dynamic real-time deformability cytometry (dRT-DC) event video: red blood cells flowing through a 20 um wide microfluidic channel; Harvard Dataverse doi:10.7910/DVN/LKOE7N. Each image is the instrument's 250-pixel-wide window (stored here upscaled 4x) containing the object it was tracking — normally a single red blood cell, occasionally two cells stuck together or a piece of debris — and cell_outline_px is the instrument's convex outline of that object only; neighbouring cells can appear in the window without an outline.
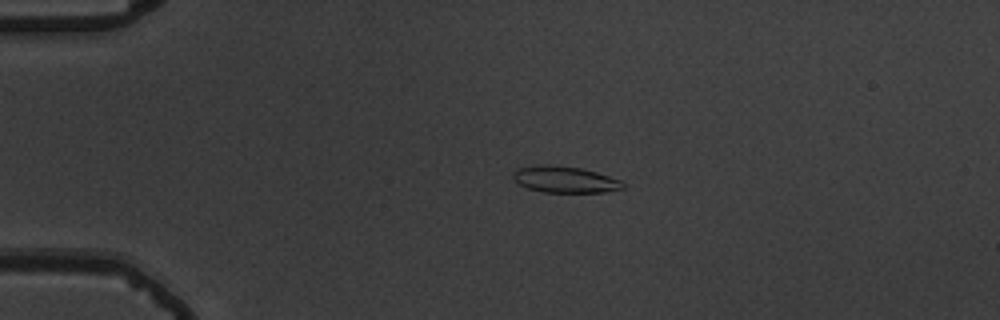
{"species": "common noctule bat (a hibernating species)", "species_latin": "Nyctalus noctula", "temperature_condition": "warm", "stored_images_in_passage": 44, "camera_frame_rate_fps": 3000, "um_per_image_px": 0.085, "animal": {"sex": "male", "body_mass_g": 19.5, "forearm_length_mm": 54.6}, "frame": {"image": 1, "passage_image": 1, "time_ms": 0.0, "image_size_px": [1000, 320], "cell_outline_px": [[624, 188], [604, 192], [544, 192], [528, 188], [512, 180], [512, 172], [516, 168], [540, 164], [548, 164], [580, 168], [596, 172], [620, 180], [624, 184]], "centroid_in_image_um": [47.95, 15.25], "position_along_channel_um": 37.0, "area_um2": 16.94}}
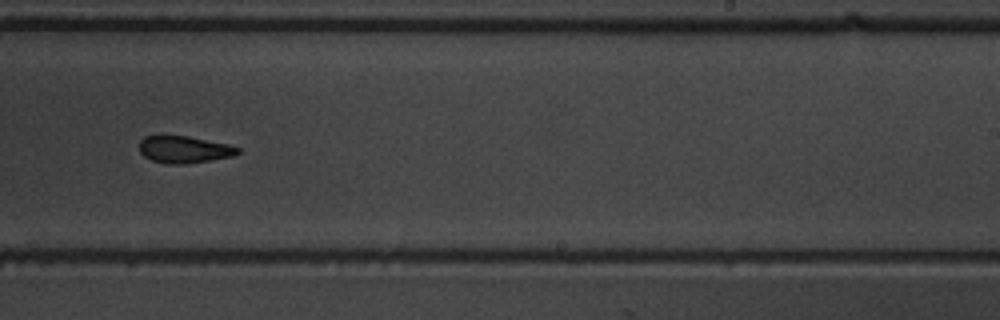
{"frame": {"image": 2, "passage_image": 24, "time_ms": 7.667, "image_size_px": [1000, 320], "cell_outline_px": [[240, 152], [232, 156], [212, 160], [184, 164], [168, 164], [152, 160], [144, 156], [140, 152], [140, 140], [144, 136], [160, 132], [188, 136], [228, 144], [240, 148]], "centroid_in_image_um": [15.59, 12.66], "position_along_channel_um": 273.4, "area_um2": 16.07}}
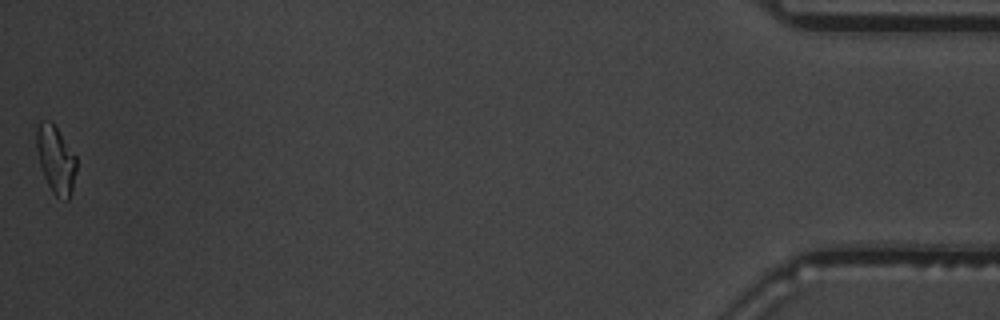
{"frame": {"image": 3, "passage_image": 44, "time_ms": 14.333, "image_size_px": [1000, 320], "cell_outline_px": [[76, 172], [72, 192], [68, 200], [56, 196], [52, 192], [44, 176], [40, 164], [36, 148], [36, 128], [40, 120], [48, 120], [56, 128], [76, 156]], "centroid_in_image_um": [4.74, 13.57], "position_along_channel_um": 430.5, "area_um2": 15.55}, "authors_computed_cell_mechanics": {"area_um2": 16.1262, "velocity_mm_per_s": 3.6842, "shape_relaxation_time_tau1_ms": 8.9289, "shape_relaxation_time_tau2_ms": 3.0859, "deformation_change_tau1": 0.217, "deformation_change_tau2": 0.0929}}